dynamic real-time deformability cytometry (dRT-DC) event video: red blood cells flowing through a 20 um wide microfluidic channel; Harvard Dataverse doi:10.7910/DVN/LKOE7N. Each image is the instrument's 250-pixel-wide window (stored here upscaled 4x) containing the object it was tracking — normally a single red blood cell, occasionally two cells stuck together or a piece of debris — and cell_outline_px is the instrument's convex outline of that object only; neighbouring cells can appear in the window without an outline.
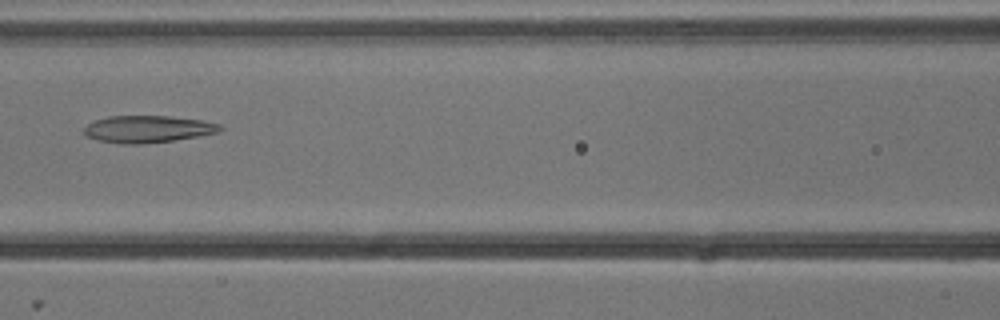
{"species": "common noctule bat (a hibernating species)", "species_latin": "Nyctalus noctula", "temperature_condition": "cold", "stored_images_in_passage": 8, "camera_frame_rate_fps": 3000, "um_per_image_px": 0.085, "animal": {"sex": "male", "body_mass_g": 13.3}, "frame": {"image": 1, "passage_image": 7, "time_ms": 2.0, "image_size_px": [1000, 320], "cell_outline_px": [[224, 128], [220, 132], [172, 140], [140, 144], [120, 144], [100, 140], [88, 136], [80, 132], [88, 124], [96, 120], [108, 116], [168, 116], [200, 120], [220, 124]], "centroid_in_image_um": [12.54, 10.97], "position_along_channel_um": 154.1, "area_um2": 21.27}}
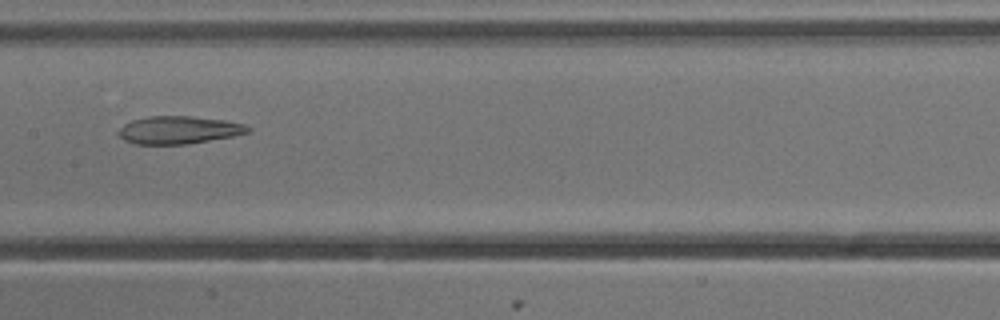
{"frame": {"image": 2, "passage_image": 8, "time_ms": 2.333, "image_size_px": [1000, 320], "cell_outline_px": [[252, 128], [248, 132], [232, 136], [184, 144], [136, 144], [124, 140], [116, 132], [124, 124], [132, 120], [148, 116], [192, 116], [224, 120], [244, 124]], "centroid_in_image_um": [15.16, 11.04], "position_along_channel_um": 192.2, "area_um2": 20.75}}